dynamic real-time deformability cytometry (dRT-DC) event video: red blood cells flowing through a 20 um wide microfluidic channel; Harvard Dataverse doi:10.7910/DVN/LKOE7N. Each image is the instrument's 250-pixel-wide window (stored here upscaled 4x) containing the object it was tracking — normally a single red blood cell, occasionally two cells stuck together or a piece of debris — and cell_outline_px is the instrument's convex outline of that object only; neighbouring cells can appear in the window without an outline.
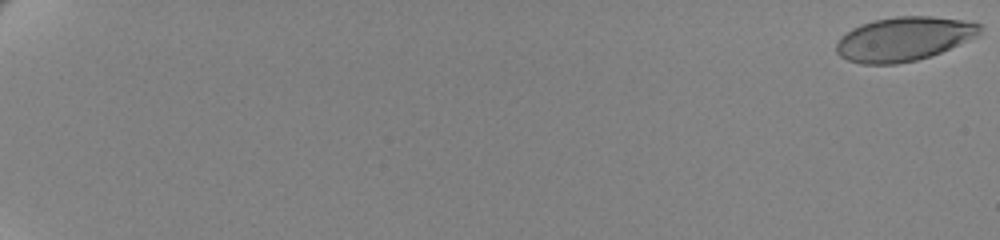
{"species": "human", "species_latin": "Homo sapiens", "temperature_condition": "cold", "stored_images_in_passage": 63, "camera_frame_rate_fps": 3000, "um_per_image_px": 0.085, "donor": {"sex": "female"}, "frame": {"image": 1, "passage_image": 1, "time_ms": 0.0, "image_size_px": [1000, 240], "cell_outline_px": [[980, 36], [940, 52], [916, 60], [896, 64], [864, 64], [848, 60], [840, 56], [836, 52], [836, 44], [840, 36], [852, 28], [860, 24], [876, 20], [896, 16], [932, 16], [960, 20], [980, 24]], "centroid_in_image_um": [76.8, 3.31], "position_along_channel_um": 8.2, "area_um2": 36.7}}
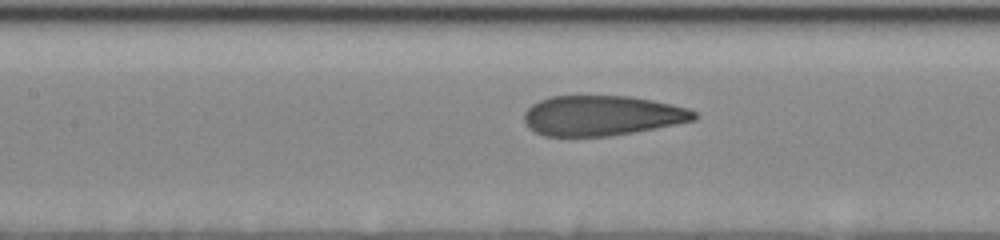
{"frame": {"image": 2, "passage_image": 34, "time_ms": 11.0, "image_size_px": [1000, 240], "cell_outline_px": [[696, 120], [632, 132], [608, 136], [544, 136], [528, 128], [524, 120], [524, 112], [532, 104], [540, 100], [552, 96], [632, 96], [652, 100], [688, 108], [696, 112]], "centroid_in_image_um": [51.13, 9.82], "position_along_channel_um": 156.3, "area_um2": 39.54}}
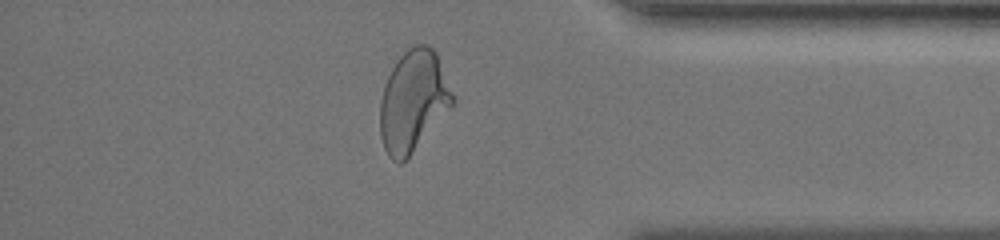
{"frame": {"image": 3, "passage_image": 56, "time_ms": 18.333, "image_size_px": [1000, 240], "cell_outline_px": [[456, 100], [408, 160], [400, 164], [392, 160], [388, 156], [384, 148], [380, 136], [380, 100], [384, 84], [396, 60], [408, 48], [416, 44], [428, 44], [436, 52]], "centroid_in_image_um": [35.11, 8.62], "position_along_channel_um": 400.1, "area_um2": 43.06}, "authors_computed_cell_mechanics": {"area_um2": 40.3444, "velocity_mm_per_s": 3.4687, "shape_relaxation_time_tau1_ms": 6.3604, "shape_relaxation_time_tau2_ms": 0.8079, "deformation_change_tau1": 0.204, "deformation_change_tau2": 0.0673}}